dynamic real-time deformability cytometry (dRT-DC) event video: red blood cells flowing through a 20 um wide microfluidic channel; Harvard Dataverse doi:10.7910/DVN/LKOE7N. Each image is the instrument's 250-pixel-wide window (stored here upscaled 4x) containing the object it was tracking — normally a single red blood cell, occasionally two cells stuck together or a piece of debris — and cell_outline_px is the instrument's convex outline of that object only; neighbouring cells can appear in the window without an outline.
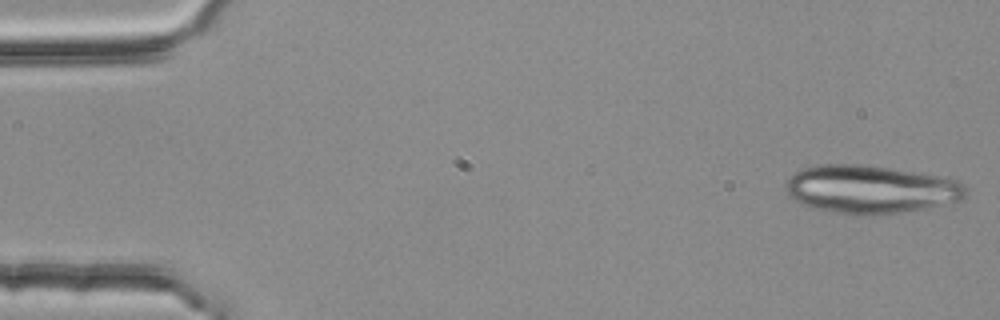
{"species": "common noctule bat (a hibernating species)", "species_latin": "Nyctalus noctula", "temperature_condition": "room temperature", "stored_images_in_passage": 6, "segment_of_instrument_passage": [1, 2], "camera_frame_rate_fps": 3000, "um_per_image_px": 0.085, "animal": {"sex": "female", "body_mass_g": 25.1}, "frame": {"image": 1, "passage_image": 1, "time_ms": 0.0, "image_size_px": [1000, 320], "cell_outline_px": [[968, 188], [964, 196], [960, 200], [924, 208], [904, 212], [836, 212], [816, 208], [804, 204], [788, 196], [784, 192], [784, 188], [788, 180], [796, 172], [804, 168], [816, 164], [860, 164], [888, 168], [936, 176], [956, 180], [964, 184]], "centroid_in_image_um": [73.97, 16.05], "position_along_channel_um": 11.0, "area_um2": 49.07}}